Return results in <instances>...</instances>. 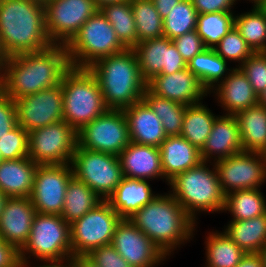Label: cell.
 Here are the masks:
<instances>
[{
    "label": "cell",
    "instance_id": "cell-8",
    "mask_svg": "<svg viewBox=\"0 0 266 267\" xmlns=\"http://www.w3.org/2000/svg\"><path fill=\"white\" fill-rule=\"evenodd\" d=\"M71 67L89 68L101 58L123 52L112 25L98 10L65 45Z\"/></svg>",
    "mask_w": 266,
    "mask_h": 267
},
{
    "label": "cell",
    "instance_id": "cell-59",
    "mask_svg": "<svg viewBox=\"0 0 266 267\" xmlns=\"http://www.w3.org/2000/svg\"><path fill=\"white\" fill-rule=\"evenodd\" d=\"M3 161V158H2V153L0 151V163Z\"/></svg>",
    "mask_w": 266,
    "mask_h": 267
},
{
    "label": "cell",
    "instance_id": "cell-32",
    "mask_svg": "<svg viewBox=\"0 0 266 267\" xmlns=\"http://www.w3.org/2000/svg\"><path fill=\"white\" fill-rule=\"evenodd\" d=\"M203 104V101L186 107L181 136L188 140L198 150H201L207 140L212 125L218 115Z\"/></svg>",
    "mask_w": 266,
    "mask_h": 267
},
{
    "label": "cell",
    "instance_id": "cell-37",
    "mask_svg": "<svg viewBox=\"0 0 266 267\" xmlns=\"http://www.w3.org/2000/svg\"><path fill=\"white\" fill-rule=\"evenodd\" d=\"M142 100L160 118L167 136L181 134L186 105L159 97L148 88L145 89Z\"/></svg>",
    "mask_w": 266,
    "mask_h": 267
},
{
    "label": "cell",
    "instance_id": "cell-9",
    "mask_svg": "<svg viewBox=\"0 0 266 267\" xmlns=\"http://www.w3.org/2000/svg\"><path fill=\"white\" fill-rule=\"evenodd\" d=\"M70 165L73 176L84 182L102 200H107L124 177L118 156L78 145Z\"/></svg>",
    "mask_w": 266,
    "mask_h": 267
},
{
    "label": "cell",
    "instance_id": "cell-43",
    "mask_svg": "<svg viewBox=\"0 0 266 267\" xmlns=\"http://www.w3.org/2000/svg\"><path fill=\"white\" fill-rule=\"evenodd\" d=\"M257 96L266 90V53L254 52L240 67Z\"/></svg>",
    "mask_w": 266,
    "mask_h": 267
},
{
    "label": "cell",
    "instance_id": "cell-23",
    "mask_svg": "<svg viewBox=\"0 0 266 267\" xmlns=\"http://www.w3.org/2000/svg\"><path fill=\"white\" fill-rule=\"evenodd\" d=\"M123 176L130 179L163 180L160 149L130 142L118 155Z\"/></svg>",
    "mask_w": 266,
    "mask_h": 267
},
{
    "label": "cell",
    "instance_id": "cell-40",
    "mask_svg": "<svg viewBox=\"0 0 266 267\" xmlns=\"http://www.w3.org/2000/svg\"><path fill=\"white\" fill-rule=\"evenodd\" d=\"M197 15L191 0H181L163 19L164 36L173 40L196 30Z\"/></svg>",
    "mask_w": 266,
    "mask_h": 267
},
{
    "label": "cell",
    "instance_id": "cell-31",
    "mask_svg": "<svg viewBox=\"0 0 266 267\" xmlns=\"http://www.w3.org/2000/svg\"><path fill=\"white\" fill-rule=\"evenodd\" d=\"M229 64L214 49L206 48L190 60L187 68L200 80L208 92H210L233 69V67L229 68Z\"/></svg>",
    "mask_w": 266,
    "mask_h": 267
},
{
    "label": "cell",
    "instance_id": "cell-42",
    "mask_svg": "<svg viewBox=\"0 0 266 267\" xmlns=\"http://www.w3.org/2000/svg\"><path fill=\"white\" fill-rule=\"evenodd\" d=\"M0 151L3 160L28 157V132L17 125L0 138Z\"/></svg>",
    "mask_w": 266,
    "mask_h": 267
},
{
    "label": "cell",
    "instance_id": "cell-5",
    "mask_svg": "<svg viewBox=\"0 0 266 267\" xmlns=\"http://www.w3.org/2000/svg\"><path fill=\"white\" fill-rule=\"evenodd\" d=\"M168 187L170 194L196 223L201 213H223L225 194L221 191L214 162L201 161L177 174L169 181Z\"/></svg>",
    "mask_w": 266,
    "mask_h": 267
},
{
    "label": "cell",
    "instance_id": "cell-22",
    "mask_svg": "<svg viewBox=\"0 0 266 267\" xmlns=\"http://www.w3.org/2000/svg\"><path fill=\"white\" fill-rule=\"evenodd\" d=\"M209 93H213L212 96L222 108L223 114L235 115L259 102L247 76L239 67H233L228 76Z\"/></svg>",
    "mask_w": 266,
    "mask_h": 267
},
{
    "label": "cell",
    "instance_id": "cell-36",
    "mask_svg": "<svg viewBox=\"0 0 266 267\" xmlns=\"http://www.w3.org/2000/svg\"><path fill=\"white\" fill-rule=\"evenodd\" d=\"M251 10L237 13L234 26L253 52L266 51V10L251 5Z\"/></svg>",
    "mask_w": 266,
    "mask_h": 267
},
{
    "label": "cell",
    "instance_id": "cell-48",
    "mask_svg": "<svg viewBox=\"0 0 266 267\" xmlns=\"http://www.w3.org/2000/svg\"><path fill=\"white\" fill-rule=\"evenodd\" d=\"M0 267H22L19 251L0 238Z\"/></svg>",
    "mask_w": 266,
    "mask_h": 267
},
{
    "label": "cell",
    "instance_id": "cell-21",
    "mask_svg": "<svg viewBox=\"0 0 266 267\" xmlns=\"http://www.w3.org/2000/svg\"><path fill=\"white\" fill-rule=\"evenodd\" d=\"M242 151L240 128L236 116L231 114L218 115L203 148L200 150L201 160L215 162Z\"/></svg>",
    "mask_w": 266,
    "mask_h": 267
},
{
    "label": "cell",
    "instance_id": "cell-6",
    "mask_svg": "<svg viewBox=\"0 0 266 267\" xmlns=\"http://www.w3.org/2000/svg\"><path fill=\"white\" fill-rule=\"evenodd\" d=\"M60 84L63 120L77 132L107 110L99 82L88 68L71 67Z\"/></svg>",
    "mask_w": 266,
    "mask_h": 267
},
{
    "label": "cell",
    "instance_id": "cell-39",
    "mask_svg": "<svg viewBox=\"0 0 266 267\" xmlns=\"http://www.w3.org/2000/svg\"><path fill=\"white\" fill-rule=\"evenodd\" d=\"M130 2L136 24L138 43L164 36L163 19L153 2L151 0H130Z\"/></svg>",
    "mask_w": 266,
    "mask_h": 267
},
{
    "label": "cell",
    "instance_id": "cell-54",
    "mask_svg": "<svg viewBox=\"0 0 266 267\" xmlns=\"http://www.w3.org/2000/svg\"><path fill=\"white\" fill-rule=\"evenodd\" d=\"M6 199H7V196L0 190V216L3 212Z\"/></svg>",
    "mask_w": 266,
    "mask_h": 267
},
{
    "label": "cell",
    "instance_id": "cell-46",
    "mask_svg": "<svg viewBox=\"0 0 266 267\" xmlns=\"http://www.w3.org/2000/svg\"><path fill=\"white\" fill-rule=\"evenodd\" d=\"M17 125L15 102L0 90V138Z\"/></svg>",
    "mask_w": 266,
    "mask_h": 267
},
{
    "label": "cell",
    "instance_id": "cell-29",
    "mask_svg": "<svg viewBox=\"0 0 266 267\" xmlns=\"http://www.w3.org/2000/svg\"><path fill=\"white\" fill-rule=\"evenodd\" d=\"M223 231L246 254L260 253L266 244V213L248 220H229Z\"/></svg>",
    "mask_w": 266,
    "mask_h": 267
},
{
    "label": "cell",
    "instance_id": "cell-16",
    "mask_svg": "<svg viewBox=\"0 0 266 267\" xmlns=\"http://www.w3.org/2000/svg\"><path fill=\"white\" fill-rule=\"evenodd\" d=\"M17 124L28 133L63 121V89L60 85L14 100Z\"/></svg>",
    "mask_w": 266,
    "mask_h": 267
},
{
    "label": "cell",
    "instance_id": "cell-27",
    "mask_svg": "<svg viewBox=\"0 0 266 267\" xmlns=\"http://www.w3.org/2000/svg\"><path fill=\"white\" fill-rule=\"evenodd\" d=\"M37 164L29 157L0 163V190L7 197H30Z\"/></svg>",
    "mask_w": 266,
    "mask_h": 267
},
{
    "label": "cell",
    "instance_id": "cell-30",
    "mask_svg": "<svg viewBox=\"0 0 266 267\" xmlns=\"http://www.w3.org/2000/svg\"><path fill=\"white\" fill-rule=\"evenodd\" d=\"M206 233L204 267H236L246 253L223 230Z\"/></svg>",
    "mask_w": 266,
    "mask_h": 267
},
{
    "label": "cell",
    "instance_id": "cell-19",
    "mask_svg": "<svg viewBox=\"0 0 266 267\" xmlns=\"http://www.w3.org/2000/svg\"><path fill=\"white\" fill-rule=\"evenodd\" d=\"M147 88L159 97L186 106L200 103L210 96L208 90L188 68L171 75H157L147 83Z\"/></svg>",
    "mask_w": 266,
    "mask_h": 267
},
{
    "label": "cell",
    "instance_id": "cell-56",
    "mask_svg": "<svg viewBox=\"0 0 266 267\" xmlns=\"http://www.w3.org/2000/svg\"><path fill=\"white\" fill-rule=\"evenodd\" d=\"M260 255L262 256V260L264 263V267H266V244L264 245V247L261 249L260 251Z\"/></svg>",
    "mask_w": 266,
    "mask_h": 267
},
{
    "label": "cell",
    "instance_id": "cell-11",
    "mask_svg": "<svg viewBox=\"0 0 266 267\" xmlns=\"http://www.w3.org/2000/svg\"><path fill=\"white\" fill-rule=\"evenodd\" d=\"M77 131L64 120L28 133V157L37 165L70 164Z\"/></svg>",
    "mask_w": 266,
    "mask_h": 267
},
{
    "label": "cell",
    "instance_id": "cell-7",
    "mask_svg": "<svg viewBox=\"0 0 266 267\" xmlns=\"http://www.w3.org/2000/svg\"><path fill=\"white\" fill-rule=\"evenodd\" d=\"M71 257L70 225L61 215L36 213L29 239L19 251L21 265L33 260L40 264L66 263Z\"/></svg>",
    "mask_w": 266,
    "mask_h": 267
},
{
    "label": "cell",
    "instance_id": "cell-52",
    "mask_svg": "<svg viewBox=\"0 0 266 267\" xmlns=\"http://www.w3.org/2000/svg\"><path fill=\"white\" fill-rule=\"evenodd\" d=\"M33 265V266H32ZM35 265V266H34ZM22 267H74V265L69 261L66 263H44L36 265V263L24 264Z\"/></svg>",
    "mask_w": 266,
    "mask_h": 267
},
{
    "label": "cell",
    "instance_id": "cell-35",
    "mask_svg": "<svg viewBox=\"0 0 266 267\" xmlns=\"http://www.w3.org/2000/svg\"><path fill=\"white\" fill-rule=\"evenodd\" d=\"M99 11L112 25L117 38L127 49H132L138 44L130 0L106 4L100 7Z\"/></svg>",
    "mask_w": 266,
    "mask_h": 267
},
{
    "label": "cell",
    "instance_id": "cell-24",
    "mask_svg": "<svg viewBox=\"0 0 266 267\" xmlns=\"http://www.w3.org/2000/svg\"><path fill=\"white\" fill-rule=\"evenodd\" d=\"M123 113L132 142L159 148L167 138L160 118L143 100L123 109Z\"/></svg>",
    "mask_w": 266,
    "mask_h": 267
},
{
    "label": "cell",
    "instance_id": "cell-49",
    "mask_svg": "<svg viewBox=\"0 0 266 267\" xmlns=\"http://www.w3.org/2000/svg\"><path fill=\"white\" fill-rule=\"evenodd\" d=\"M160 14L161 18L164 19L170 13L174 6L180 3L181 0H151Z\"/></svg>",
    "mask_w": 266,
    "mask_h": 267
},
{
    "label": "cell",
    "instance_id": "cell-33",
    "mask_svg": "<svg viewBox=\"0 0 266 267\" xmlns=\"http://www.w3.org/2000/svg\"><path fill=\"white\" fill-rule=\"evenodd\" d=\"M102 201L84 182L73 176L66 188L61 217L70 225Z\"/></svg>",
    "mask_w": 266,
    "mask_h": 267
},
{
    "label": "cell",
    "instance_id": "cell-51",
    "mask_svg": "<svg viewBox=\"0 0 266 267\" xmlns=\"http://www.w3.org/2000/svg\"><path fill=\"white\" fill-rule=\"evenodd\" d=\"M70 262L74 267H98L87 255L73 256Z\"/></svg>",
    "mask_w": 266,
    "mask_h": 267
},
{
    "label": "cell",
    "instance_id": "cell-28",
    "mask_svg": "<svg viewBox=\"0 0 266 267\" xmlns=\"http://www.w3.org/2000/svg\"><path fill=\"white\" fill-rule=\"evenodd\" d=\"M243 151L266 152V107L254 105L235 114Z\"/></svg>",
    "mask_w": 266,
    "mask_h": 267
},
{
    "label": "cell",
    "instance_id": "cell-34",
    "mask_svg": "<svg viewBox=\"0 0 266 267\" xmlns=\"http://www.w3.org/2000/svg\"><path fill=\"white\" fill-rule=\"evenodd\" d=\"M262 188L244 189L225 195L223 212L231 215V220H248L266 213V196Z\"/></svg>",
    "mask_w": 266,
    "mask_h": 267
},
{
    "label": "cell",
    "instance_id": "cell-41",
    "mask_svg": "<svg viewBox=\"0 0 266 267\" xmlns=\"http://www.w3.org/2000/svg\"><path fill=\"white\" fill-rule=\"evenodd\" d=\"M214 50L222 59L230 61V64L235 63L236 67H240L254 53L235 26L220 40Z\"/></svg>",
    "mask_w": 266,
    "mask_h": 267
},
{
    "label": "cell",
    "instance_id": "cell-17",
    "mask_svg": "<svg viewBox=\"0 0 266 267\" xmlns=\"http://www.w3.org/2000/svg\"><path fill=\"white\" fill-rule=\"evenodd\" d=\"M111 245L132 267H157L169 259L128 218L118 223Z\"/></svg>",
    "mask_w": 266,
    "mask_h": 267
},
{
    "label": "cell",
    "instance_id": "cell-20",
    "mask_svg": "<svg viewBox=\"0 0 266 267\" xmlns=\"http://www.w3.org/2000/svg\"><path fill=\"white\" fill-rule=\"evenodd\" d=\"M36 213L29 197H7L0 216V238L20 251L29 239Z\"/></svg>",
    "mask_w": 266,
    "mask_h": 267
},
{
    "label": "cell",
    "instance_id": "cell-18",
    "mask_svg": "<svg viewBox=\"0 0 266 267\" xmlns=\"http://www.w3.org/2000/svg\"><path fill=\"white\" fill-rule=\"evenodd\" d=\"M143 80L148 83L157 75H171L187 68L176 46L162 36L142 41L132 48Z\"/></svg>",
    "mask_w": 266,
    "mask_h": 267
},
{
    "label": "cell",
    "instance_id": "cell-45",
    "mask_svg": "<svg viewBox=\"0 0 266 267\" xmlns=\"http://www.w3.org/2000/svg\"><path fill=\"white\" fill-rule=\"evenodd\" d=\"M87 256L98 267H132L111 244L95 248Z\"/></svg>",
    "mask_w": 266,
    "mask_h": 267
},
{
    "label": "cell",
    "instance_id": "cell-13",
    "mask_svg": "<svg viewBox=\"0 0 266 267\" xmlns=\"http://www.w3.org/2000/svg\"><path fill=\"white\" fill-rule=\"evenodd\" d=\"M214 165L225 195L238 190L262 188L266 182L264 153L242 151L217 160Z\"/></svg>",
    "mask_w": 266,
    "mask_h": 267
},
{
    "label": "cell",
    "instance_id": "cell-15",
    "mask_svg": "<svg viewBox=\"0 0 266 267\" xmlns=\"http://www.w3.org/2000/svg\"><path fill=\"white\" fill-rule=\"evenodd\" d=\"M72 177L70 164L37 165L29 197L36 212L61 215L66 188Z\"/></svg>",
    "mask_w": 266,
    "mask_h": 267
},
{
    "label": "cell",
    "instance_id": "cell-1",
    "mask_svg": "<svg viewBox=\"0 0 266 267\" xmlns=\"http://www.w3.org/2000/svg\"><path fill=\"white\" fill-rule=\"evenodd\" d=\"M71 68L65 45L0 59L1 91L13 100L60 85Z\"/></svg>",
    "mask_w": 266,
    "mask_h": 267
},
{
    "label": "cell",
    "instance_id": "cell-38",
    "mask_svg": "<svg viewBox=\"0 0 266 267\" xmlns=\"http://www.w3.org/2000/svg\"><path fill=\"white\" fill-rule=\"evenodd\" d=\"M235 12H214L197 15L196 31L206 48L214 49L234 27Z\"/></svg>",
    "mask_w": 266,
    "mask_h": 267
},
{
    "label": "cell",
    "instance_id": "cell-44",
    "mask_svg": "<svg viewBox=\"0 0 266 267\" xmlns=\"http://www.w3.org/2000/svg\"><path fill=\"white\" fill-rule=\"evenodd\" d=\"M172 42L187 64L198 53L206 49L202 38L197 34L196 30L178 36Z\"/></svg>",
    "mask_w": 266,
    "mask_h": 267
},
{
    "label": "cell",
    "instance_id": "cell-25",
    "mask_svg": "<svg viewBox=\"0 0 266 267\" xmlns=\"http://www.w3.org/2000/svg\"><path fill=\"white\" fill-rule=\"evenodd\" d=\"M165 184L177 174L197 166L202 160L200 150L181 135L167 136L159 147Z\"/></svg>",
    "mask_w": 266,
    "mask_h": 267
},
{
    "label": "cell",
    "instance_id": "cell-26",
    "mask_svg": "<svg viewBox=\"0 0 266 267\" xmlns=\"http://www.w3.org/2000/svg\"><path fill=\"white\" fill-rule=\"evenodd\" d=\"M149 181L123 177L106 201L121 218H129L158 195Z\"/></svg>",
    "mask_w": 266,
    "mask_h": 267
},
{
    "label": "cell",
    "instance_id": "cell-10",
    "mask_svg": "<svg viewBox=\"0 0 266 267\" xmlns=\"http://www.w3.org/2000/svg\"><path fill=\"white\" fill-rule=\"evenodd\" d=\"M121 217L103 200L83 217L70 224L72 257L88 255L93 249L112 243Z\"/></svg>",
    "mask_w": 266,
    "mask_h": 267
},
{
    "label": "cell",
    "instance_id": "cell-58",
    "mask_svg": "<svg viewBox=\"0 0 266 267\" xmlns=\"http://www.w3.org/2000/svg\"><path fill=\"white\" fill-rule=\"evenodd\" d=\"M259 6L263 8L264 10H266V0H262Z\"/></svg>",
    "mask_w": 266,
    "mask_h": 267
},
{
    "label": "cell",
    "instance_id": "cell-3",
    "mask_svg": "<svg viewBox=\"0 0 266 267\" xmlns=\"http://www.w3.org/2000/svg\"><path fill=\"white\" fill-rule=\"evenodd\" d=\"M170 258L177 248L193 241L197 223L170 192L156 195L128 218Z\"/></svg>",
    "mask_w": 266,
    "mask_h": 267
},
{
    "label": "cell",
    "instance_id": "cell-2",
    "mask_svg": "<svg viewBox=\"0 0 266 267\" xmlns=\"http://www.w3.org/2000/svg\"><path fill=\"white\" fill-rule=\"evenodd\" d=\"M51 45L43 2L0 0V59L40 51Z\"/></svg>",
    "mask_w": 266,
    "mask_h": 267
},
{
    "label": "cell",
    "instance_id": "cell-14",
    "mask_svg": "<svg viewBox=\"0 0 266 267\" xmlns=\"http://www.w3.org/2000/svg\"><path fill=\"white\" fill-rule=\"evenodd\" d=\"M46 30L53 44L66 45L99 9L94 0H47Z\"/></svg>",
    "mask_w": 266,
    "mask_h": 267
},
{
    "label": "cell",
    "instance_id": "cell-57",
    "mask_svg": "<svg viewBox=\"0 0 266 267\" xmlns=\"http://www.w3.org/2000/svg\"><path fill=\"white\" fill-rule=\"evenodd\" d=\"M236 1H237V3H238V1H240V0H236ZM247 1H249V2L252 3L253 5H259V4L261 3L262 0H247Z\"/></svg>",
    "mask_w": 266,
    "mask_h": 267
},
{
    "label": "cell",
    "instance_id": "cell-4",
    "mask_svg": "<svg viewBox=\"0 0 266 267\" xmlns=\"http://www.w3.org/2000/svg\"><path fill=\"white\" fill-rule=\"evenodd\" d=\"M88 69L99 82L107 109L123 110L142 100L147 83L132 49L101 58Z\"/></svg>",
    "mask_w": 266,
    "mask_h": 267
},
{
    "label": "cell",
    "instance_id": "cell-53",
    "mask_svg": "<svg viewBox=\"0 0 266 267\" xmlns=\"http://www.w3.org/2000/svg\"><path fill=\"white\" fill-rule=\"evenodd\" d=\"M122 1H127V0H94L98 9L106 4L122 2Z\"/></svg>",
    "mask_w": 266,
    "mask_h": 267
},
{
    "label": "cell",
    "instance_id": "cell-55",
    "mask_svg": "<svg viewBox=\"0 0 266 267\" xmlns=\"http://www.w3.org/2000/svg\"><path fill=\"white\" fill-rule=\"evenodd\" d=\"M260 105L266 107V90L263 92L261 96H259V102Z\"/></svg>",
    "mask_w": 266,
    "mask_h": 267
},
{
    "label": "cell",
    "instance_id": "cell-47",
    "mask_svg": "<svg viewBox=\"0 0 266 267\" xmlns=\"http://www.w3.org/2000/svg\"><path fill=\"white\" fill-rule=\"evenodd\" d=\"M198 14L234 12L236 0H191Z\"/></svg>",
    "mask_w": 266,
    "mask_h": 267
},
{
    "label": "cell",
    "instance_id": "cell-12",
    "mask_svg": "<svg viewBox=\"0 0 266 267\" xmlns=\"http://www.w3.org/2000/svg\"><path fill=\"white\" fill-rule=\"evenodd\" d=\"M78 146L118 156L131 142L123 110L107 109L78 132Z\"/></svg>",
    "mask_w": 266,
    "mask_h": 267
},
{
    "label": "cell",
    "instance_id": "cell-50",
    "mask_svg": "<svg viewBox=\"0 0 266 267\" xmlns=\"http://www.w3.org/2000/svg\"><path fill=\"white\" fill-rule=\"evenodd\" d=\"M236 267H264L260 253L245 254Z\"/></svg>",
    "mask_w": 266,
    "mask_h": 267
}]
</instances>
